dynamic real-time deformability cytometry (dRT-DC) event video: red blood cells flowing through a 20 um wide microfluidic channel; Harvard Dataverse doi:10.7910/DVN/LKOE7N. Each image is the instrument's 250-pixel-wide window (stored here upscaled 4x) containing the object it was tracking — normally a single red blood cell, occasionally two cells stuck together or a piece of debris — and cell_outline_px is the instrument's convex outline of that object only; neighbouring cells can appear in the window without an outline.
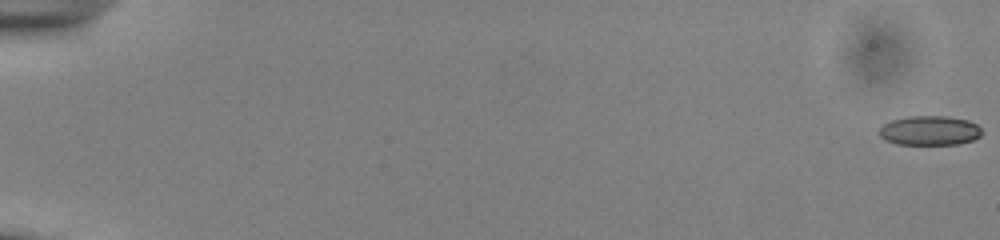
{"species": "common noctule bat (a hibernating species)", "species_latin": "Nyctalus noctula", "temperature_condition": "cold", "stored_images_in_passage": 55, "camera_frame_rate_fps": 3000, "um_per_image_px": 0.085, "animal": {"sex": "male", "body_mass_g": 13.0, "forearm_length_mm": 53.1}, "frame": {"image": 1, "passage_image": 1, "time_ms": 0.0, "image_size_px": [1000, 240], "cell_outline_px": [[984, 132], [980, 136], [972, 140], [960, 144], [896, 144], [884, 140], [880, 136], [880, 128], [884, 124], [892, 120], [908, 116], [948, 116], [968, 120], [976, 124]], "centroid_in_image_um": [79.04, 11.1], "position_along_channel_um": 6.0, "area_um2": 17.69}}
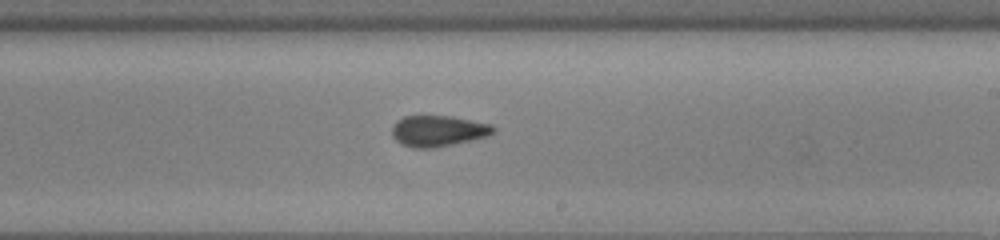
{"frame": {"image": 2, "passage_image": 35, "time_ms": 11.333, "image_size_px": [1000, 240], "cell_outline_px": [[496, 132], [488, 136], [472, 140], [432, 148], [412, 148], [400, 144], [392, 136], [392, 128], [396, 120], [404, 116], [452, 116], [492, 124], [496, 128]], "centroid_in_image_um": [37.25, 11.13], "position_along_channel_um": 251.7, "area_um2": 18.5}}
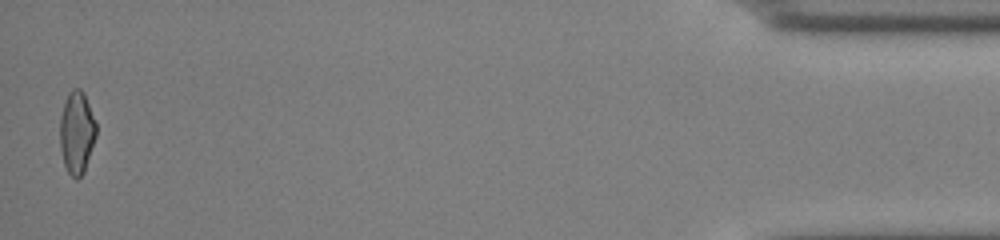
{"frame": {"image": 3, "passage_image": 55, "time_ms": 18.0, "image_size_px": [1000, 240], "cell_outline_px": [[96, 136], [84, 172], [76, 180], [68, 172], [64, 164], [60, 148], [60, 116], [68, 92], [72, 88], [80, 88], [84, 92], [96, 124]], "centroid_in_image_um": [6.52, 11.25], "position_along_channel_um": 428.7, "area_um2": 17.4}, "authors_computed_cell_mechanics": {"area_um2": 18.0336, "velocity_mm_per_s": 3.8828, "shape_relaxation_time_tau1_ms": null, "shape_relaxation_time_tau2_ms": 2.9974, "deformation_change_tau1": null, "deformation_change_tau2": 0.1022}}